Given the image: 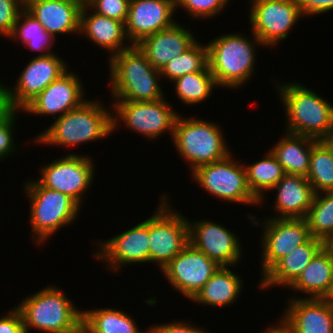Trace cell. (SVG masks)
<instances>
[{
  "instance_id": "d4e9b609",
  "label": "cell",
  "mask_w": 333,
  "mask_h": 333,
  "mask_svg": "<svg viewBox=\"0 0 333 333\" xmlns=\"http://www.w3.org/2000/svg\"><path fill=\"white\" fill-rule=\"evenodd\" d=\"M321 248L322 240L311 237L306 243L294 248L289 254L281 258L261 277V283L259 282L258 287L267 289L280 285L288 289Z\"/></svg>"
},
{
  "instance_id": "60d3db41",
  "label": "cell",
  "mask_w": 333,
  "mask_h": 333,
  "mask_svg": "<svg viewBox=\"0 0 333 333\" xmlns=\"http://www.w3.org/2000/svg\"><path fill=\"white\" fill-rule=\"evenodd\" d=\"M155 325V326H154ZM152 329L155 333H209L201 327L190 325L189 322L173 321L166 324H154Z\"/></svg>"
},
{
  "instance_id": "b9f144b4",
  "label": "cell",
  "mask_w": 333,
  "mask_h": 333,
  "mask_svg": "<svg viewBox=\"0 0 333 333\" xmlns=\"http://www.w3.org/2000/svg\"><path fill=\"white\" fill-rule=\"evenodd\" d=\"M298 4L302 18L333 10V0H298Z\"/></svg>"
},
{
  "instance_id": "f1b7e54d",
  "label": "cell",
  "mask_w": 333,
  "mask_h": 333,
  "mask_svg": "<svg viewBox=\"0 0 333 333\" xmlns=\"http://www.w3.org/2000/svg\"><path fill=\"white\" fill-rule=\"evenodd\" d=\"M82 333H144L124 311L114 308L82 310Z\"/></svg>"
},
{
  "instance_id": "7402d4cb",
  "label": "cell",
  "mask_w": 333,
  "mask_h": 333,
  "mask_svg": "<svg viewBox=\"0 0 333 333\" xmlns=\"http://www.w3.org/2000/svg\"><path fill=\"white\" fill-rule=\"evenodd\" d=\"M192 33L176 22L168 29L142 38L135 45L155 69L161 70L165 64L185 52L197 41Z\"/></svg>"
},
{
  "instance_id": "6da1fadb",
  "label": "cell",
  "mask_w": 333,
  "mask_h": 333,
  "mask_svg": "<svg viewBox=\"0 0 333 333\" xmlns=\"http://www.w3.org/2000/svg\"><path fill=\"white\" fill-rule=\"evenodd\" d=\"M99 102L97 99L85 100L57 117L34 141L41 145L73 147L108 137L113 133L112 110Z\"/></svg>"
},
{
  "instance_id": "8d00e7d4",
  "label": "cell",
  "mask_w": 333,
  "mask_h": 333,
  "mask_svg": "<svg viewBox=\"0 0 333 333\" xmlns=\"http://www.w3.org/2000/svg\"><path fill=\"white\" fill-rule=\"evenodd\" d=\"M20 113V110L9 109L3 116L0 117V162L5 160L4 158L12 155L16 152L15 138V124L16 117ZM15 121V122H14Z\"/></svg>"
},
{
  "instance_id": "52a82bcc",
  "label": "cell",
  "mask_w": 333,
  "mask_h": 333,
  "mask_svg": "<svg viewBox=\"0 0 333 333\" xmlns=\"http://www.w3.org/2000/svg\"><path fill=\"white\" fill-rule=\"evenodd\" d=\"M24 189L30 204V231L35 244L46 242L62 227L73 223L81 207L68 195L42 186L37 180L26 181Z\"/></svg>"
},
{
  "instance_id": "74e56055",
  "label": "cell",
  "mask_w": 333,
  "mask_h": 333,
  "mask_svg": "<svg viewBox=\"0 0 333 333\" xmlns=\"http://www.w3.org/2000/svg\"><path fill=\"white\" fill-rule=\"evenodd\" d=\"M130 0H88L86 4L96 13L125 24Z\"/></svg>"
},
{
  "instance_id": "f6af8a7d",
  "label": "cell",
  "mask_w": 333,
  "mask_h": 333,
  "mask_svg": "<svg viewBox=\"0 0 333 333\" xmlns=\"http://www.w3.org/2000/svg\"><path fill=\"white\" fill-rule=\"evenodd\" d=\"M322 249L333 258V233L322 240Z\"/></svg>"
},
{
  "instance_id": "7bdbcfd3",
  "label": "cell",
  "mask_w": 333,
  "mask_h": 333,
  "mask_svg": "<svg viewBox=\"0 0 333 333\" xmlns=\"http://www.w3.org/2000/svg\"><path fill=\"white\" fill-rule=\"evenodd\" d=\"M278 321L277 325L266 328L264 333H293L281 319H278Z\"/></svg>"
},
{
  "instance_id": "30bf717a",
  "label": "cell",
  "mask_w": 333,
  "mask_h": 333,
  "mask_svg": "<svg viewBox=\"0 0 333 333\" xmlns=\"http://www.w3.org/2000/svg\"><path fill=\"white\" fill-rule=\"evenodd\" d=\"M112 104L113 132H116L122 120L132 132L144 135L147 139L158 140L157 137L167 131L173 137L175 122L180 113L172 109L173 106L167 103L165 97L157 101H114Z\"/></svg>"
},
{
  "instance_id": "83f0119b",
  "label": "cell",
  "mask_w": 333,
  "mask_h": 333,
  "mask_svg": "<svg viewBox=\"0 0 333 333\" xmlns=\"http://www.w3.org/2000/svg\"><path fill=\"white\" fill-rule=\"evenodd\" d=\"M332 280L333 258L321 248L289 289L308 296L303 298L322 299L328 292Z\"/></svg>"
},
{
  "instance_id": "e0dca14e",
  "label": "cell",
  "mask_w": 333,
  "mask_h": 333,
  "mask_svg": "<svg viewBox=\"0 0 333 333\" xmlns=\"http://www.w3.org/2000/svg\"><path fill=\"white\" fill-rule=\"evenodd\" d=\"M149 240V218H147L117 236L98 242V251H94L95 254L92 256L103 260L110 271L117 272L127 264L148 263Z\"/></svg>"
},
{
  "instance_id": "d6986e66",
  "label": "cell",
  "mask_w": 333,
  "mask_h": 333,
  "mask_svg": "<svg viewBox=\"0 0 333 333\" xmlns=\"http://www.w3.org/2000/svg\"><path fill=\"white\" fill-rule=\"evenodd\" d=\"M67 70L57 80L50 83L22 112L52 116L55 119L81 105L85 100L81 79Z\"/></svg>"
},
{
  "instance_id": "8992f818",
  "label": "cell",
  "mask_w": 333,
  "mask_h": 333,
  "mask_svg": "<svg viewBox=\"0 0 333 333\" xmlns=\"http://www.w3.org/2000/svg\"><path fill=\"white\" fill-rule=\"evenodd\" d=\"M214 121L195 116L187 119L180 114L175 122L172 142L193 172L198 167L226 158L230 153L227 142Z\"/></svg>"
},
{
  "instance_id": "d590c367",
  "label": "cell",
  "mask_w": 333,
  "mask_h": 333,
  "mask_svg": "<svg viewBox=\"0 0 333 333\" xmlns=\"http://www.w3.org/2000/svg\"><path fill=\"white\" fill-rule=\"evenodd\" d=\"M229 0H175L176 9L183 8L193 18L207 19L224 11Z\"/></svg>"
},
{
  "instance_id": "277c9868",
  "label": "cell",
  "mask_w": 333,
  "mask_h": 333,
  "mask_svg": "<svg viewBox=\"0 0 333 333\" xmlns=\"http://www.w3.org/2000/svg\"><path fill=\"white\" fill-rule=\"evenodd\" d=\"M252 36L253 40L238 33L222 34L206 44L208 67L218 87L237 89L251 79L257 59L255 48L263 47L254 33Z\"/></svg>"
},
{
  "instance_id": "cb8c5ba5",
  "label": "cell",
  "mask_w": 333,
  "mask_h": 333,
  "mask_svg": "<svg viewBox=\"0 0 333 333\" xmlns=\"http://www.w3.org/2000/svg\"><path fill=\"white\" fill-rule=\"evenodd\" d=\"M90 10L91 8L84 3L80 15L79 34L86 35L89 41L91 40L99 48L102 47L108 50V54L111 53L109 58L132 46L131 43L127 44L124 40L128 41L123 22L100 15L94 11L91 12Z\"/></svg>"
},
{
  "instance_id": "ffe728a7",
  "label": "cell",
  "mask_w": 333,
  "mask_h": 333,
  "mask_svg": "<svg viewBox=\"0 0 333 333\" xmlns=\"http://www.w3.org/2000/svg\"><path fill=\"white\" fill-rule=\"evenodd\" d=\"M287 305L281 320L293 333H333V306L328 302L296 295Z\"/></svg>"
},
{
  "instance_id": "3957f363",
  "label": "cell",
  "mask_w": 333,
  "mask_h": 333,
  "mask_svg": "<svg viewBox=\"0 0 333 333\" xmlns=\"http://www.w3.org/2000/svg\"><path fill=\"white\" fill-rule=\"evenodd\" d=\"M275 85L286 112V132L318 141L328 136L333 127L331 103L299 82Z\"/></svg>"
},
{
  "instance_id": "d6a6232c",
  "label": "cell",
  "mask_w": 333,
  "mask_h": 333,
  "mask_svg": "<svg viewBox=\"0 0 333 333\" xmlns=\"http://www.w3.org/2000/svg\"><path fill=\"white\" fill-rule=\"evenodd\" d=\"M307 180L314 193L333 191V156L328 147L316 140L312 145Z\"/></svg>"
},
{
  "instance_id": "e575fe53",
  "label": "cell",
  "mask_w": 333,
  "mask_h": 333,
  "mask_svg": "<svg viewBox=\"0 0 333 333\" xmlns=\"http://www.w3.org/2000/svg\"><path fill=\"white\" fill-rule=\"evenodd\" d=\"M305 221L311 236L314 238L323 240L333 233V191L320 192L314 195Z\"/></svg>"
},
{
  "instance_id": "8fae6325",
  "label": "cell",
  "mask_w": 333,
  "mask_h": 333,
  "mask_svg": "<svg viewBox=\"0 0 333 333\" xmlns=\"http://www.w3.org/2000/svg\"><path fill=\"white\" fill-rule=\"evenodd\" d=\"M94 165L91 156L73 152L43 166L37 181L46 188L68 195L81 207L83 195L95 180Z\"/></svg>"
},
{
  "instance_id": "ab89813d",
  "label": "cell",
  "mask_w": 333,
  "mask_h": 333,
  "mask_svg": "<svg viewBox=\"0 0 333 333\" xmlns=\"http://www.w3.org/2000/svg\"><path fill=\"white\" fill-rule=\"evenodd\" d=\"M0 317V333H27L20 311L14 307Z\"/></svg>"
},
{
  "instance_id": "5b68a950",
  "label": "cell",
  "mask_w": 333,
  "mask_h": 333,
  "mask_svg": "<svg viewBox=\"0 0 333 333\" xmlns=\"http://www.w3.org/2000/svg\"><path fill=\"white\" fill-rule=\"evenodd\" d=\"M16 308L27 333L32 328L44 333H82V310L54 285L25 297Z\"/></svg>"
},
{
  "instance_id": "bcb514c9",
  "label": "cell",
  "mask_w": 333,
  "mask_h": 333,
  "mask_svg": "<svg viewBox=\"0 0 333 333\" xmlns=\"http://www.w3.org/2000/svg\"><path fill=\"white\" fill-rule=\"evenodd\" d=\"M321 141L328 147L333 156V127L329 131L328 136L323 138Z\"/></svg>"
},
{
  "instance_id": "f546056e",
  "label": "cell",
  "mask_w": 333,
  "mask_h": 333,
  "mask_svg": "<svg viewBox=\"0 0 333 333\" xmlns=\"http://www.w3.org/2000/svg\"><path fill=\"white\" fill-rule=\"evenodd\" d=\"M7 38L12 41L21 39L20 41L26 48L41 52L37 56L54 54L51 48L56 41V37L47 32L41 23L25 8L20 12L12 33Z\"/></svg>"
},
{
  "instance_id": "1f68e13d",
  "label": "cell",
  "mask_w": 333,
  "mask_h": 333,
  "mask_svg": "<svg viewBox=\"0 0 333 333\" xmlns=\"http://www.w3.org/2000/svg\"><path fill=\"white\" fill-rule=\"evenodd\" d=\"M172 82L176 96L185 105L200 104L218 87L208 66L203 71L180 76Z\"/></svg>"
},
{
  "instance_id": "2e32d148",
  "label": "cell",
  "mask_w": 333,
  "mask_h": 333,
  "mask_svg": "<svg viewBox=\"0 0 333 333\" xmlns=\"http://www.w3.org/2000/svg\"><path fill=\"white\" fill-rule=\"evenodd\" d=\"M189 243L206 254L219 266L233 267L240 261L243 253L239 237L233 231L218 223L199 220L190 221Z\"/></svg>"
},
{
  "instance_id": "836d02e7",
  "label": "cell",
  "mask_w": 333,
  "mask_h": 333,
  "mask_svg": "<svg viewBox=\"0 0 333 333\" xmlns=\"http://www.w3.org/2000/svg\"><path fill=\"white\" fill-rule=\"evenodd\" d=\"M208 66V48L204 43L196 41L182 54L175 56L160 70L161 76L172 83L176 78L203 71Z\"/></svg>"
},
{
  "instance_id": "44dd1931",
  "label": "cell",
  "mask_w": 333,
  "mask_h": 333,
  "mask_svg": "<svg viewBox=\"0 0 333 333\" xmlns=\"http://www.w3.org/2000/svg\"><path fill=\"white\" fill-rule=\"evenodd\" d=\"M81 0H31L24 8L54 37L57 34H79Z\"/></svg>"
},
{
  "instance_id": "681fc988",
  "label": "cell",
  "mask_w": 333,
  "mask_h": 333,
  "mask_svg": "<svg viewBox=\"0 0 333 333\" xmlns=\"http://www.w3.org/2000/svg\"><path fill=\"white\" fill-rule=\"evenodd\" d=\"M24 6L31 0H19Z\"/></svg>"
},
{
  "instance_id": "603a6c76",
  "label": "cell",
  "mask_w": 333,
  "mask_h": 333,
  "mask_svg": "<svg viewBox=\"0 0 333 333\" xmlns=\"http://www.w3.org/2000/svg\"><path fill=\"white\" fill-rule=\"evenodd\" d=\"M277 191L273 205L277 219H305L312 205L314 191L306 177L285 174L271 189ZM280 215V216H279Z\"/></svg>"
},
{
  "instance_id": "5bb4252c",
  "label": "cell",
  "mask_w": 333,
  "mask_h": 333,
  "mask_svg": "<svg viewBox=\"0 0 333 333\" xmlns=\"http://www.w3.org/2000/svg\"><path fill=\"white\" fill-rule=\"evenodd\" d=\"M219 267L215 261L189 243L161 272L171 287L192 300Z\"/></svg>"
},
{
  "instance_id": "c3c4849f",
  "label": "cell",
  "mask_w": 333,
  "mask_h": 333,
  "mask_svg": "<svg viewBox=\"0 0 333 333\" xmlns=\"http://www.w3.org/2000/svg\"><path fill=\"white\" fill-rule=\"evenodd\" d=\"M144 333H155V332L151 327H149L147 331H145Z\"/></svg>"
},
{
  "instance_id": "4fadbf2b",
  "label": "cell",
  "mask_w": 333,
  "mask_h": 333,
  "mask_svg": "<svg viewBox=\"0 0 333 333\" xmlns=\"http://www.w3.org/2000/svg\"><path fill=\"white\" fill-rule=\"evenodd\" d=\"M67 70V64L57 56V53L35 56L20 73L16 86L10 88L4 85L8 108L23 110Z\"/></svg>"
},
{
  "instance_id": "ac0fdd59",
  "label": "cell",
  "mask_w": 333,
  "mask_h": 333,
  "mask_svg": "<svg viewBox=\"0 0 333 333\" xmlns=\"http://www.w3.org/2000/svg\"><path fill=\"white\" fill-rule=\"evenodd\" d=\"M175 0H130L125 33L128 43L137 44L142 38L173 26Z\"/></svg>"
},
{
  "instance_id": "7dc6e473",
  "label": "cell",
  "mask_w": 333,
  "mask_h": 333,
  "mask_svg": "<svg viewBox=\"0 0 333 333\" xmlns=\"http://www.w3.org/2000/svg\"><path fill=\"white\" fill-rule=\"evenodd\" d=\"M322 299L333 306V280L331 282L328 292L325 294V296Z\"/></svg>"
},
{
  "instance_id": "f35d334b",
  "label": "cell",
  "mask_w": 333,
  "mask_h": 333,
  "mask_svg": "<svg viewBox=\"0 0 333 333\" xmlns=\"http://www.w3.org/2000/svg\"><path fill=\"white\" fill-rule=\"evenodd\" d=\"M24 5L19 0H0V36L8 37Z\"/></svg>"
},
{
  "instance_id": "ee69618b",
  "label": "cell",
  "mask_w": 333,
  "mask_h": 333,
  "mask_svg": "<svg viewBox=\"0 0 333 333\" xmlns=\"http://www.w3.org/2000/svg\"><path fill=\"white\" fill-rule=\"evenodd\" d=\"M9 110L6 100V91L3 83L0 82V117Z\"/></svg>"
},
{
  "instance_id": "7c38bea8",
  "label": "cell",
  "mask_w": 333,
  "mask_h": 333,
  "mask_svg": "<svg viewBox=\"0 0 333 333\" xmlns=\"http://www.w3.org/2000/svg\"><path fill=\"white\" fill-rule=\"evenodd\" d=\"M251 32L265 47L277 46L301 19L298 0H251Z\"/></svg>"
},
{
  "instance_id": "484cf974",
  "label": "cell",
  "mask_w": 333,
  "mask_h": 333,
  "mask_svg": "<svg viewBox=\"0 0 333 333\" xmlns=\"http://www.w3.org/2000/svg\"><path fill=\"white\" fill-rule=\"evenodd\" d=\"M242 281L239 274L231 271L228 266H220L191 301L204 306H229L241 294L244 286Z\"/></svg>"
},
{
  "instance_id": "7a4b0ae2",
  "label": "cell",
  "mask_w": 333,
  "mask_h": 333,
  "mask_svg": "<svg viewBox=\"0 0 333 333\" xmlns=\"http://www.w3.org/2000/svg\"><path fill=\"white\" fill-rule=\"evenodd\" d=\"M111 95L115 101H157L164 98L155 69L136 45L109 58Z\"/></svg>"
},
{
  "instance_id": "9a60e30c",
  "label": "cell",
  "mask_w": 333,
  "mask_h": 333,
  "mask_svg": "<svg viewBox=\"0 0 333 333\" xmlns=\"http://www.w3.org/2000/svg\"><path fill=\"white\" fill-rule=\"evenodd\" d=\"M270 218V219H269ZM267 217L262 228V277L294 248L306 243L312 236L305 219H277Z\"/></svg>"
},
{
  "instance_id": "9c48e42d",
  "label": "cell",
  "mask_w": 333,
  "mask_h": 333,
  "mask_svg": "<svg viewBox=\"0 0 333 333\" xmlns=\"http://www.w3.org/2000/svg\"><path fill=\"white\" fill-rule=\"evenodd\" d=\"M226 158L198 167L192 172L195 182L215 198L231 203L260 205L248 187L244 163Z\"/></svg>"
},
{
  "instance_id": "4316f807",
  "label": "cell",
  "mask_w": 333,
  "mask_h": 333,
  "mask_svg": "<svg viewBox=\"0 0 333 333\" xmlns=\"http://www.w3.org/2000/svg\"><path fill=\"white\" fill-rule=\"evenodd\" d=\"M315 141L307 136L286 132L270 151L283 167L285 174L307 177L312 145Z\"/></svg>"
},
{
  "instance_id": "4dcf8cb0",
  "label": "cell",
  "mask_w": 333,
  "mask_h": 333,
  "mask_svg": "<svg viewBox=\"0 0 333 333\" xmlns=\"http://www.w3.org/2000/svg\"><path fill=\"white\" fill-rule=\"evenodd\" d=\"M263 157L265 158L251 165L244 164L248 187L260 201V206L264 202V194L270 191L285 175L283 167L269 149Z\"/></svg>"
},
{
  "instance_id": "ba28073f",
  "label": "cell",
  "mask_w": 333,
  "mask_h": 333,
  "mask_svg": "<svg viewBox=\"0 0 333 333\" xmlns=\"http://www.w3.org/2000/svg\"><path fill=\"white\" fill-rule=\"evenodd\" d=\"M164 194L149 217V262L162 269L189 244L187 218L173 210Z\"/></svg>"
}]
</instances>
